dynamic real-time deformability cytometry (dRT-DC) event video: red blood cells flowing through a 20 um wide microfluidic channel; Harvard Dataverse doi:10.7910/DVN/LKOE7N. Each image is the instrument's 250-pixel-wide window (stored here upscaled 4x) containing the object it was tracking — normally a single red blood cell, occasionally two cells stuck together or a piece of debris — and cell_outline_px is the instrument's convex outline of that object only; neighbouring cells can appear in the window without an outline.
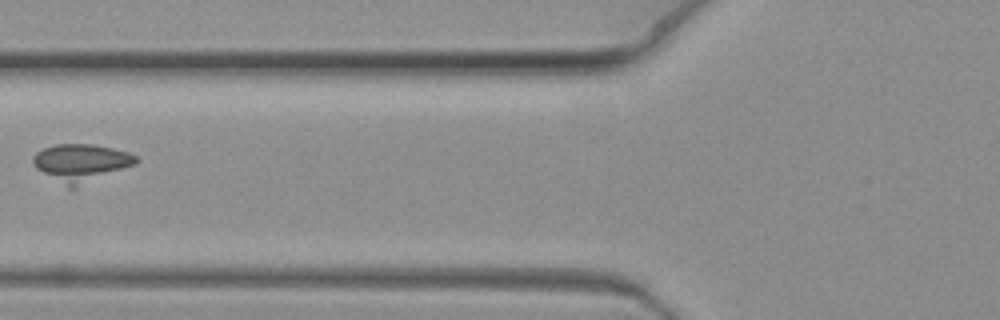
{"species": "common noctule bat (a hibernating species)", "species_latin": "Nyctalus noctula", "temperature_condition": "warm", "stored_images_in_passage": 10, "camera_frame_rate_fps": 3000, "um_per_image_px": 0.085, "animal": {"sex": "female", "body_mass_g": 19.3, "forearm_length_mm": 54.1}, "frame": {"image": 1, "passage_image": 10, "time_ms": 3.0, "image_size_px": [1000, 320], "cell_outline_px": [[140, 160], [136, 164], [76, 188], [68, 188], [36, 168], [32, 164], [32, 156], [36, 152], [44, 148], [56, 144], [92, 144], [112, 148], [128, 152], [136, 156]], "centroid_in_image_um": [6.89, 13.84], "position_along_channel_um": 118.9, "area_um2": 22.66}}